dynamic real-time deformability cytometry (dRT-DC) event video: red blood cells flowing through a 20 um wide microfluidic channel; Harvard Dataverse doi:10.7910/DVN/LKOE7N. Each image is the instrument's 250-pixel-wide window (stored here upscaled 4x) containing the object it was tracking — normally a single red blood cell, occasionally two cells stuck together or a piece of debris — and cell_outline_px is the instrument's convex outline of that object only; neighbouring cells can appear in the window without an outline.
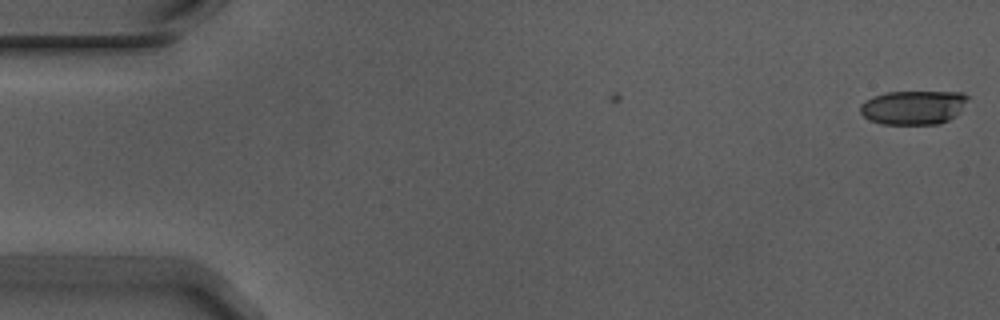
{"species": "Egyptian fruit bat (a non-hibernating species)", "species_latin": "Rousettus aegyptiacus", "temperature_condition": "warm", "stored_images_in_passage": 5, "camera_frame_rate_fps": 3000, "um_per_image_px": 0.085, "animal": {"sex": "male"}, "frame": {"image": 1, "passage_image": 5, "time_ms": 1.333, "image_size_px": [1000, 320], "cell_outline_px": [[968, 96], [960, 112], [956, 116], [940, 124], [880, 124], [868, 120], [860, 112], [860, 104], [864, 100], [888, 92], [964, 92]], "centroid_in_image_um": [77.63, 9.14], "position_along_channel_um": 7.4, "area_um2": 21.39}}